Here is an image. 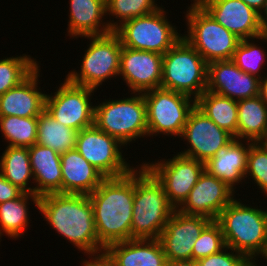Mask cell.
<instances>
[{"label":"cell","mask_w":267,"mask_h":266,"mask_svg":"<svg viewBox=\"0 0 267 266\" xmlns=\"http://www.w3.org/2000/svg\"><path fill=\"white\" fill-rule=\"evenodd\" d=\"M38 214L53 229L57 237L84 256L99 255L105 248L98 241L93 207L84 194L50 193L39 197Z\"/></svg>","instance_id":"1"},{"label":"cell","mask_w":267,"mask_h":266,"mask_svg":"<svg viewBox=\"0 0 267 266\" xmlns=\"http://www.w3.org/2000/svg\"><path fill=\"white\" fill-rule=\"evenodd\" d=\"M135 168L127 175L105 178L89 194L98 241L109 245L131 239Z\"/></svg>","instance_id":"2"},{"label":"cell","mask_w":267,"mask_h":266,"mask_svg":"<svg viewBox=\"0 0 267 266\" xmlns=\"http://www.w3.org/2000/svg\"><path fill=\"white\" fill-rule=\"evenodd\" d=\"M239 196L242 195H237L215 221L221 227L227 247L242 253L251 263H258V258L267 249V206L262 208V202L258 201L257 196L256 203ZM247 201L250 203L246 204Z\"/></svg>","instance_id":"3"},{"label":"cell","mask_w":267,"mask_h":266,"mask_svg":"<svg viewBox=\"0 0 267 266\" xmlns=\"http://www.w3.org/2000/svg\"><path fill=\"white\" fill-rule=\"evenodd\" d=\"M136 163L131 239H159L176 209L156 177L140 160Z\"/></svg>","instance_id":"4"},{"label":"cell","mask_w":267,"mask_h":266,"mask_svg":"<svg viewBox=\"0 0 267 266\" xmlns=\"http://www.w3.org/2000/svg\"><path fill=\"white\" fill-rule=\"evenodd\" d=\"M123 95L126 97L115 96L113 99L109 97L100 102L96 96L98 101L95 102L94 124L103 132L118 139L130 150V144L140 138V142L144 139L147 142L146 103L143 93L128 92Z\"/></svg>","instance_id":"5"},{"label":"cell","mask_w":267,"mask_h":266,"mask_svg":"<svg viewBox=\"0 0 267 266\" xmlns=\"http://www.w3.org/2000/svg\"><path fill=\"white\" fill-rule=\"evenodd\" d=\"M87 46L77 66L67 72L65 78L72 84L100 90L105 82L119 77L120 55L122 43L120 37L113 31L102 36H85ZM85 38V39H84ZM80 68V69H79ZM104 82V83H103ZM104 84V86H103Z\"/></svg>","instance_id":"6"},{"label":"cell","mask_w":267,"mask_h":266,"mask_svg":"<svg viewBox=\"0 0 267 266\" xmlns=\"http://www.w3.org/2000/svg\"><path fill=\"white\" fill-rule=\"evenodd\" d=\"M182 37L207 63L232 60L240 39L220 25L202 6H186Z\"/></svg>","instance_id":"7"},{"label":"cell","mask_w":267,"mask_h":266,"mask_svg":"<svg viewBox=\"0 0 267 266\" xmlns=\"http://www.w3.org/2000/svg\"><path fill=\"white\" fill-rule=\"evenodd\" d=\"M208 63L182 37L163 55L161 87L197 99L207 88Z\"/></svg>","instance_id":"8"},{"label":"cell","mask_w":267,"mask_h":266,"mask_svg":"<svg viewBox=\"0 0 267 266\" xmlns=\"http://www.w3.org/2000/svg\"><path fill=\"white\" fill-rule=\"evenodd\" d=\"M167 11L162 5L154 12L124 21L114 32L124 47L164 55L182 38V29L169 20Z\"/></svg>","instance_id":"9"},{"label":"cell","mask_w":267,"mask_h":266,"mask_svg":"<svg viewBox=\"0 0 267 266\" xmlns=\"http://www.w3.org/2000/svg\"><path fill=\"white\" fill-rule=\"evenodd\" d=\"M146 103L148 138L157 136L175 140L181 136L196 100L162 87L143 92ZM162 135V136H161ZM165 137V138H164ZM175 137V138H174Z\"/></svg>","instance_id":"10"},{"label":"cell","mask_w":267,"mask_h":266,"mask_svg":"<svg viewBox=\"0 0 267 266\" xmlns=\"http://www.w3.org/2000/svg\"><path fill=\"white\" fill-rule=\"evenodd\" d=\"M76 150L105 178L127 175L137 166L125 158L128 148L95 124L77 133Z\"/></svg>","instance_id":"11"},{"label":"cell","mask_w":267,"mask_h":266,"mask_svg":"<svg viewBox=\"0 0 267 266\" xmlns=\"http://www.w3.org/2000/svg\"><path fill=\"white\" fill-rule=\"evenodd\" d=\"M62 80L53 89L57 88L55 92L46 93L45 110L58 122L77 132L92 126L96 102L93 96H97V90L72 84L65 77Z\"/></svg>","instance_id":"12"},{"label":"cell","mask_w":267,"mask_h":266,"mask_svg":"<svg viewBox=\"0 0 267 266\" xmlns=\"http://www.w3.org/2000/svg\"><path fill=\"white\" fill-rule=\"evenodd\" d=\"M173 149L174 154H167V157L165 154V158L163 156L154 161H140L162 184L169 202L177 209L205 170V163L182 156Z\"/></svg>","instance_id":"13"},{"label":"cell","mask_w":267,"mask_h":266,"mask_svg":"<svg viewBox=\"0 0 267 266\" xmlns=\"http://www.w3.org/2000/svg\"><path fill=\"white\" fill-rule=\"evenodd\" d=\"M233 138L195 106L179 137V143L181 139L184 142L182 144L187 146H183L184 149L180 152L177 150L176 153L206 163Z\"/></svg>","instance_id":"14"},{"label":"cell","mask_w":267,"mask_h":266,"mask_svg":"<svg viewBox=\"0 0 267 266\" xmlns=\"http://www.w3.org/2000/svg\"><path fill=\"white\" fill-rule=\"evenodd\" d=\"M163 55L122 46L118 80L127 92L143 93L161 87ZM129 88V89H128Z\"/></svg>","instance_id":"15"},{"label":"cell","mask_w":267,"mask_h":266,"mask_svg":"<svg viewBox=\"0 0 267 266\" xmlns=\"http://www.w3.org/2000/svg\"><path fill=\"white\" fill-rule=\"evenodd\" d=\"M239 193L204 170L177 210L186 215L203 216L215 221L220 212L237 195H241Z\"/></svg>","instance_id":"16"},{"label":"cell","mask_w":267,"mask_h":266,"mask_svg":"<svg viewBox=\"0 0 267 266\" xmlns=\"http://www.w3.org/2000/svg\"><path fill=\"white\" fill-rule=\"evenodd\" d=\"M211 222L207 217L186 215L176 209L159 238L167 261L192 260L195 241Z\"/></svg>","instance_id":"17"},{"label":"cell","mask_w":267,"mask_h":266,"mask_svg":"<svg viewBox=\"0 0 267 266\" xmlns=\"http://www.w3.org/2000/svg\"><path fill=\"white\" fill-rule=\"evenodd\" d=\"M260 79L239 69L232 60L208 63L207 88L233 100L259 95Z\"/></svg>","instance_id":"18"},{"label":"cell","mask_w":267,"mask_h":266,"mask_svg":"<svg viewBox=\"0 0 267 266\" xmlns=\"http://www.w3.org/2000/svg\"><path fill=\"white\" fill-rule=\"evenodd\" d=\"M202 7L240 40L263 34L259 13L242 0H208Z\"/></svg>","instance_id":"19"},{"label":"cell","mask_w":267,"mask_h":266,"mask_svg":"<svg viewBox=\"0 0 267 266\" xmlns=\"http://www.w3.org/2000/svg\"><path fill=\"white\" fill-rule=\"evenodd\" d=\"M40 72L41 64L18 86L0 96V116L38 117L44 111L47 92L40 86Z\"/></svg>","instance_id":"20"},{"label":"cell","mask_w":267,"mask_h":266,"mask_svg":"<svg viewBox=\"0 0 267 266\" xmlns=\"http://www.w3.org/2000/svg\"><path fill=\"white\" fill-rule=\"evenodd\" d=\"M252 143L233 138L205 163V170L222 180L236 193L240 187L245 189L243 186L245 185L244 176L247 170V155Z\"/></svg>","instance_id":"21"},{"label":"cell","mask_w":267,"mask_h":266,"mask_svg":"<svg viewBox=\"0 0 267 266\" xmlns=\"http://www.w3.org/2000/svg\"><path fill=\"white\" fill-rule=\"evenodd\" d=\"M65 36L75 40L113 32L106 17V0H69Z\"/></svg>","instance_id":"22"},{"label":"cell","mask_w":267,"mask_h":266,"mask_svg":"<svg viewBox=\"0 0 267 266\" xmlns=\"http://www.w3.org/2000/svg\"><path fill=\"white\" fill-rule=\"evenodd\" d=\"M104 253L116 266H166L159 239L133 238L109 245Z\"/></svg>","instance_id":"23"},{"label":"cell","mask_w":267,"mask_h":266,"mask_svg":"<svg viewBox=\"0 0 267 266\" xmlns=\"http://www.w3.org/2000/svg\"><path fill=\"white\" fill-rule=\"evenodd\" d=\"M62 194H91L105 179L77 150L61 154Z\"/></svg>","instance_id":"24"},{"label":"cell","mask_w":267,"mask_h":266,"mask_svg":"<svg viewBox=\"0 0 267 266\" xmlns=\"http://www.w3.org/2000/svg\"><path fill=\"white\" fill-rule=\"evenodd\" d=\"M35 195L62 193L61 154L35 143L28 147Z\"/></svg>","instance_id":"25"},{"label":"cell","mask_w":267,"mask_h":266,"mask_svg":"<svg viewBox=\"0 0 267 266\" xmlns=\"http://www.w3.org/2000/svg\"><path fill=\"white\" fill-rule=\"evenodd\" d=\"M33 202V204H32ZM30 203L37 208L39 196L30 193H23L19 198L0 203V237L7 236L8 239L24 238L30 230Z\"/></svg>","instance_id":"26"},{"label":"cell","mask_w":267,"mask_h":266,"mask_svg":"<svg viewBox=\"0 0 267 266\" xmlns=\"http://www.w3.org/2000/svg\"><path fill=\"white\" fill-rule=\"evenodd\" d=\"M237 140L256 143L267 135V104L261 97L237 101Z\"/></svg>","instance_id":"27"},{"label":"cell","mask_w":267,"mask_h":266,"mask_svg":"<svg viewBox=\"0 0 267 266\" xmlns=\"http://www.w3.org/2000/svg\"><path fill=\"white\" fill-rule=\"evenodd\" d=\"M0 173L24 193L35 194L28 147L6 146L0 155Z\"/></svg>","instance_id":"28"},{"label":"cell","mask_w":267,"mask_h":266,"mask_svg":"<svg viewBox=\"0 0 267 266\" xmlns=\"http://www.w3.org/2000/svg\"><path fill=\"white\" fill-rule=\"evenodd\" d=\"M196 107L221 129L237 139V101L205 90L197 99Z\"/></svg>","instance_id":"29"},{"label":"cell","mask_w":267,"mask_h":266,"mask_svg":"<svg viewBox=\"0 0 267 266\" xmlns=\"http://www.w3.org/2000/svg\"><path fill=\"white\" fill-rule=\"evenodd\" d=\"M37 120V144L49 147L59 154L76 148V130L58 122L45 109Z\"/></svg>","instance_id":"30"},{"label":"cell","mask_w":267,"mask_h":266,"mask_svg":"<svg viewBox=\"0 0 267 266\" xmlns=\"http://www.w3.org/2000/svg\"><path fill=\"white\" fill-rule=\"evenodd\" d=\"M266 43L267 34L240 40L234 51L232 61L243 72L261 79L266 74L265 71L267 70L265 67V65L267 66Z\"/></svg>","instance_id":"31"},{"label":"cell","mask_w":267,"mask_h":266,"mask_svg":"<svg viewBox=\"0 0 267 266\" xmlns=\"http://www.w3.org/2000/svg\"><path fill=\"white\" fill-rule=\"evenodd\" d=\"M37 127V117L0 116V142L5 146L31 147L36 143Z\"/></svg>","instance_id":"32"},{"label":"cell","mask_w":267,"mask_h":266,"mask_svg":"<svg viewBox=\"0 0 267 266\" xmlns=\"http://www.w3.org/2000/svg\"><path fill=\"white\" fill-rule=\"evenodd\" d=\"M32 55L18 54L0 58V96L11 88L18 86L41 63Z\"/></svg>","instance_id":"33"},{"label":"cell","mask_w":267,"mask_h":266,"mask_svg":"<svg viewBox=\"0 0 267 266\" xmlns=\"http://www.w3.org/2000/svg\"><path fill=\"white\" fill-rule=\"evenodd\" d=\"M157 1L106 0V17L110 28L114 31L124 21L154 12L162 6L160 0Z\"/></svg>","instance_id":"34"},{"label":"cell","mask_w":267,"mask_h":266,"mask_svg":"<svg viewBox=\"0 0 267 266\" xmlns=\"http://www.w3.org/2000/svg\"><path fill=\"white\" fill-rule=\"evenodd\" d=\"M245 179V186L247 185L254 190L257 189V196L258 192L260 196L264 195L263 197L266 200L267 198V153L257 144L252 143L249 147L248 155H247V170L244 176ZM248 179V180H247ZM250 181V182H249ZM253 183V184H252ZM257 187V188H256ZM259 190V191H258ZM263 193V194H262Z\"/></svg>","instance_id":"35"},{"label":"cell","mask_w":267,"mask_h":266,"mask_svg":"<svg viewBox=\"0 0 267 266\" xmlns=\"http://www.w3.org/2000/svg\"><path fill=\"white\" fill-rule=\"evenodd\" d=\"M226 247L220 225L212 221L195 241L192 250V261L205 258L209 255L219 253Z\"/></svg>","instance_id":"36"},{"label":"cell","mask_w":267,"mask_h":266,"mask_svg":"<svg viewBox=\"0 0 267 266\" xmlns=\"http://www.w3.org/2000/svg\"><path fill=\"white\" fill-rule=\"evenodd\" d=\"M196 266H250L252 263L239 252L225 247L219 253L195 261Z\"/></svg>","instance_id":"37"},{"label":"cell","mask_w":267,"mask_h":266,"mask_svg":"<svg viewBox=\"0 0 267 266\" xmlns=\"http://www.w3.org/2000/svg\"><path fill=\"white\" fill-rule=\"evenodd\" d=\"M23 193L21 189L13 185L0 173V203L17 199Z\"/></svg>","instance_id":"38"},{"label":"cell","mask_w":267,"mask_h":266,"mask_svg":"<svg viewBox=\"0 0 267 266\" xmlns=\"http://www.w3.org/2000/svg\"><path fill=\"white\" fill-rule=\"evenodd\" d=\"M85 257L88 259L81 257L79 266H116L105 253Z\"/></svg>","instance_id":"39"},{"label":"cell","mask_w":267,"mask_h":266,"mask_svg":"<svg viewBox=\"0 0 267 266\" xmlns=\"http://www.w3.org/2000/svg\"><path fill=\"white\" fill-rule=\"evenodd\" d=\"M259 21L263 34H267V0H265L264 6L259 13Z\"/></svg>","instance_id":"40"},{"label":"cell","mask_w":267,"mask_h":266,"mask_svg":"<svg viewBox=\"0 0 267 266\" xmlns=\"http://www.w3.org/2000/svg\"><path fill=\"white\" fill-rule=\"evenodd\" d=\"M259 96L267 104V71L266 74L260 79Z\"/></svg>","instance_id":"41"},{"label":"cell","mask_w":267,"mask_h":266,"mask_svg":"<svg viewBox=\"0 0 267 266\" xmlns=\"http://www.w3.org/2000/svg\"><path fill=\"white\" fill-rule=\"evenodd\" d=\"M246 5L250 6L257 13L262 10L265 0H242Z\"/></svg>","instance_id":"42"},{"label":"cell","mask_w":267,"mask_h":266,"mask_svg":"<svg viewBox=\"0 0 267 266\" xmlns=\"http://www.w3.org/2000/svg\"><path fill=\"white\" fill-rule=\"evenodd\" d=\"M166 266H196L195 262L192 260L184 261H167Z\"/></svg>","instance_id":"43"},{"label":"cell","mask_w":267,"mask_h":266,"mask_svg":"<svg viewBox=\"0 0 267 266\" xmlns=\"http://www.w3.org/2000/svg\"><path fill=\"white\" fill-rule=\"evenodd\" d=\"M267 153V135L256 142Z\"/></svg>","instance_id":"44"},{"label":"cell","mask_w":267,"mask_h":266,"mask_svg":"<svg viewBox=\"0 0 267 266\" xmlns=\"http://www.w3.org/2000/svg\"><path fill=\"white\" fill-rule=\"evenodd\" d=\"M206 1L208 0H190L191 4L189 6H202Z\"/></svg>","instance_id":"45"},{"label":"cell","mask_w":267,"mask_h":266,"mask_svg":"<svg viewBox=\"0 0 267 266\" xmlns=\"http://www.w3.org/2000/svg\"><path fill=\"white\" fill-rule=\"evenodd\" d=\"M263 259V260H262ZM261 260V261H260ZM264 260H265V265L267 266V249H266V252H265V254L259 259V266H264ZM260 262H261V264H260Z\"/></svg>","instance_id":"46"},{"label":"cell","mask_w":267,"mask_h":266,"mask_svg":"<svg viewBox=\"0 0 267 266\" xmlns=\"http://www.w3.org/2000/svg\"><path fill=\"white\" fill-rule=\"evenodd\" d=\"M250 266H259L258 263H252Z\"/></svg>","instance_id":"47"}]
</instances>
